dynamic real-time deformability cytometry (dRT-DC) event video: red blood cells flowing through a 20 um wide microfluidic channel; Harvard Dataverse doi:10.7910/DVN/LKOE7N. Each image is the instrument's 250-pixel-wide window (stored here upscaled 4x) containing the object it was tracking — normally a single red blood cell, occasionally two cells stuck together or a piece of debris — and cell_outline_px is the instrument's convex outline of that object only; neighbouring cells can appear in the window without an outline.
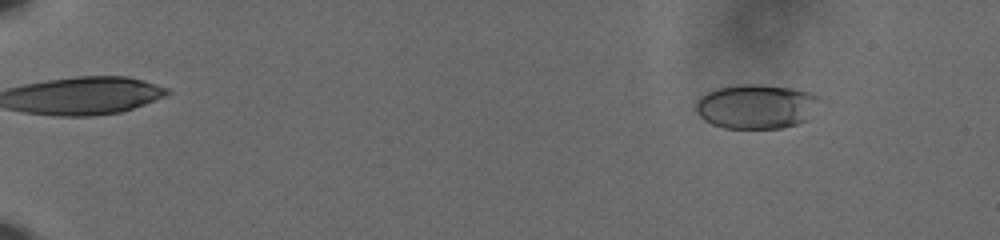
{"species": "human", "species_latin": "Homo sapiens", "temperature_condition": "cold", "stored_images_in_passage": 60, "camera_frame_rate_fps": 3000, "um_per_image_px": 0.085, "donor": {"sex": "male"}, "frame": {"image": 1, "passage_image": 8, "time_ms": 2.333, "image_size_px": [1000, 240], "cell_outline_px": [[820, 100], [808, 120], [796, 124], [780, 128], [724, 128], [712, 124], [704, 120], [696, 112], [696, 104], [700, 96], [716, 88], [736, 84], [760, 84], [792, 88], [812, 92], [820, 96]], "centroid_in_image_um": [64.29, 9.04], "position_along_channel_um": 20.7, "area_um2": 32.31}}
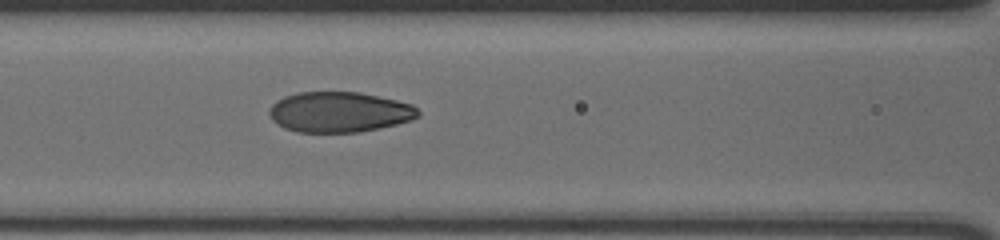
{"frame": {"image": 2, "passage_image": 30, "time_ms": 9.667, "image_size_px": [1000, 240], "cell_outline_px": [[420, 112], [412, 120], [380, 128], [360, 132], [300, 132], [284, 128], [276, 124], [272, 120], [268, 112], [272, 104], [276, 100], [284, 96], [296, 92], [360, 92], [396, 100], [412, 104]], "centroid_in_image_um": [28.81, 9.52], "position_along_channel_um": 137.8, "area_um2": 35.14}}
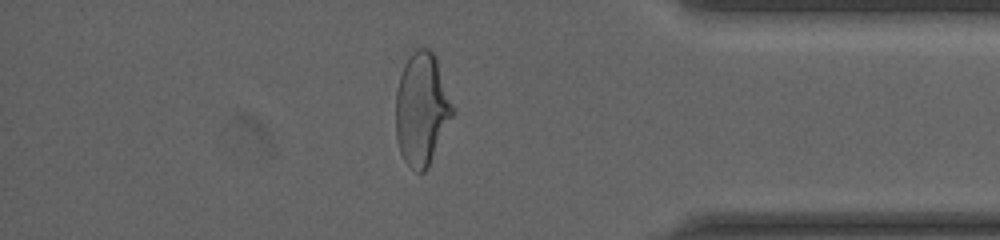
{"frame": {"image": 3, "passage_image": 53, "time_ms": 17.333, "image_size_px": [1000, 240], "cell_outline_px": [[456, 112], [428, 168], [424, 172], [416, 172], [404, 160], [400, 152], [396, 136], [396, 92], [400, 76], [404, 64], [412, 52], [416, 48], [428, 48], [436, 56]], "centroid_in_image_um": [35.87, 9.28], "position_along_channel_um": 399.3, "area_um2": 37.69}, "authors_computed_cell_mechanics": {"area_um2": 34.8534, "velocity_mm_per_s": 3.6361, "shape_relaxation_time_tau1_ms": 4.9464, "shape_relaxation_time_tau2_ms": 0.6558, "deformation_change_tau1": 0.1683, "deformation_change_tau2": 0.0547}}